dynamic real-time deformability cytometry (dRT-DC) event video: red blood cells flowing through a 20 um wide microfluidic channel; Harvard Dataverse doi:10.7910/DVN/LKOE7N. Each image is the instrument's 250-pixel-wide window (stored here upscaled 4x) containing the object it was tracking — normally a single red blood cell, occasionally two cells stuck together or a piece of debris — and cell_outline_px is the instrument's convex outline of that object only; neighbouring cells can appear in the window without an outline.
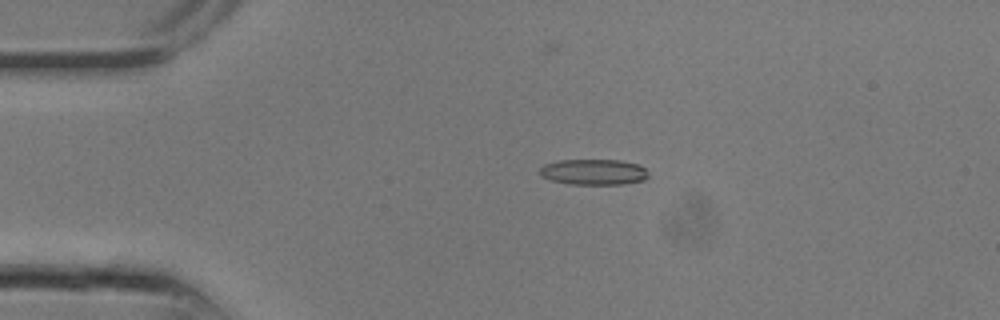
{"species": "common noctule bat (a hibernating species)", "species_latin": "Nyctalus noctula", "temperature_condition": "room temperature", "stored_images_in_passage": 13, "camera_frame_rate_fps": 3000, "um_per_image_px": 0.085, "animal": {"sex": "male", "body_mass_g": 13.3}, "frame": {"image": 1, "passage_image": 6, "time_ms": 1.667, "image_size_px": [1000, 320], "cell_outline_px": [[648, 176], [644, 180], [624, 184], [568, 184], [552, 180], [540, 176], [540, 168], [544, 164], [556, 160], [620, 160], [640, 164], [648, 172]], "centroid_in_image_um": [50.46, 14.61], "position_along_channel_um": 34.5, "area_um2": 16.42}}
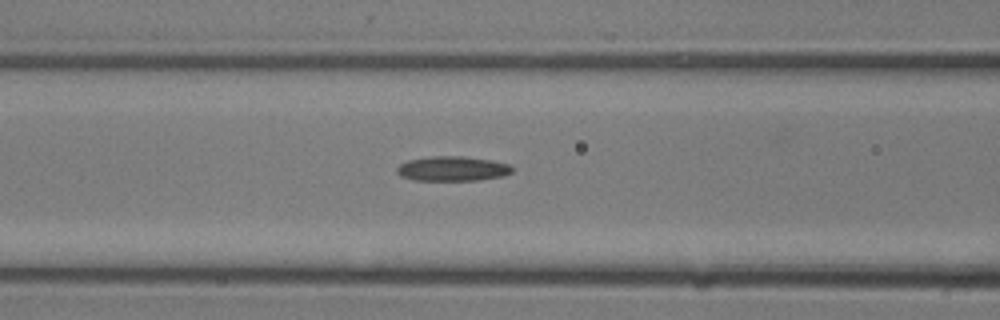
{"frame": {"image": 2, "passage_image": 11, "time_ms": 3.333, "image_size_px": [1000, 320], "cell_outline_px": [[512, 172], [504, 176], [480, 180], [416, 180], [400, 176], [396, 172], [396, 168], [400, 164], [408, 160], [432, 156], [460, 156], [492, 160], [512, 164]], "centroid_in_image_um": [38.48, 14.33], "position_along_channel_um": 128.1, "area_um2": 16.7}}
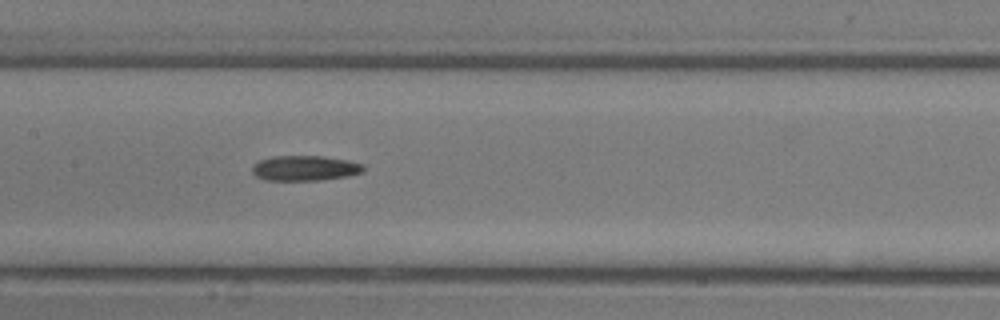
{"frame": {"image": 3, "passage_image": 13, "time_ms": 4.0, "image_size_px": [1000, 320], "cell_outline_px": [[364, 168], [360, 172], [344, 176], [320, 180], [264, 180], [256, 176], [252, 172], [252, 164], [260, 160], [272, 156], [324, 156], [348, 160], [364, 164]], "centroid_in_image_um": [25.86, 14.28], "position_along_channel_um": 181.5, "area_um2": 16.24}}